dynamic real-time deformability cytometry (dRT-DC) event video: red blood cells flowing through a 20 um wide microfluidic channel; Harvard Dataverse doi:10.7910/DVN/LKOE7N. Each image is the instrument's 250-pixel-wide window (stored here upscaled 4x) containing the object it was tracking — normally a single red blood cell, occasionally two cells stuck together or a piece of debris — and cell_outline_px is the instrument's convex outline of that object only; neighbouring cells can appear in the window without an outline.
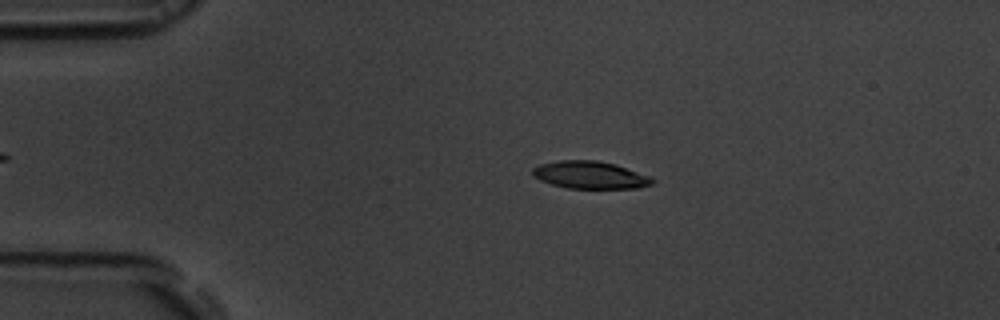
{"species": "common noctule bat (a hibernating species)", "species_latin": "Nyctalus noctula", "temperature_condition": "room temperature", "stored_images_in_passage": 5, "camera_frame_rate_fps": 3000, "um_per_image_px": 0.085, "animal": {"sex": "male", "body_mass_g": 19.5, "forearm_length_mm": 54.6}, "frame": {"image": 1, "passage_image": 3, "time_ms": 2.0, "image_size_px": [1000, 320], "cell_outline_px": [[656, 180], [652, 184], [636, 188], [568, 188], [552, 184], [540, 180], [532, 176], [532, 168], [540, 164], [556, 160], [596, 160], [616, 164], [652, 176]], "centroid_in_image_um": [50.17, 14.86], "position_along_channel_um": 34.8, "area_um2": 19.36}}
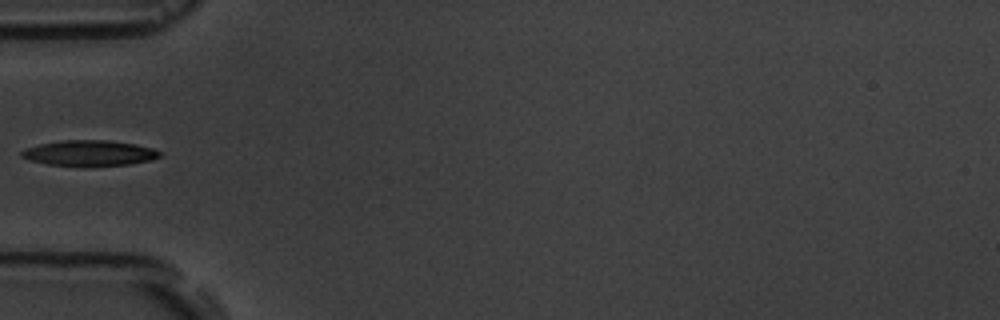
{"frame": {"image": 2, "passage_image": 5, "time_ms": 4.333, "image_size_px": [1000, 320], "cell_outline_px": [[160, 156], [152, 160], [128, 164], [88, 168], [80, 168], [48, 164], [28, 160], [20, 156], [20, 152], [24, 148], [40, 144], [64, 140], [108, 140], [136, 144], [152, 148], [160, 152]], "centroid_in_image_um": [7.56, 13.04], "position_along_channel_um": 77.4, "area_um2": 21.21}}